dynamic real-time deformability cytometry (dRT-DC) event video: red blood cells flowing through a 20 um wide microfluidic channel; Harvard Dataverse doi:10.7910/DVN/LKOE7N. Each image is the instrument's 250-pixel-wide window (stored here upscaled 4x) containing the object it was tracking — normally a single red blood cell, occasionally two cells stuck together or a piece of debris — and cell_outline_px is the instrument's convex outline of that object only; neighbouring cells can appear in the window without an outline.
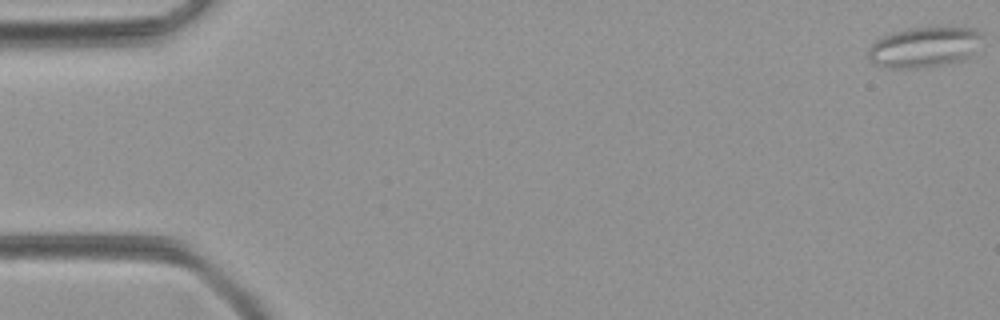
{"species": "common noctule bat (a hibernating species)", "species_latin": "Nyctalus noctula", "temperature_condition": "room temperature", "stored_images_in_passage": 51, "camera_frame_rate_fps": 3000, "um_per_image_px": 0.085, "animal": {"sex": "female", "body_mass_g": 21.9}, "frame": {"image": 1, "passage_image": 1, "time_ms": 0.0, "image_size_px": [1000, 320], "cell_outline_px": [[984, 36], [968, 56], [964, 60], [928, 68], [880, 68], [872, 64], [868, 56], [868, 48], [876, 40], [892, 32], [904, 28], [980, 28]], "centroid_in_image_um": [78.52, 4.02], "position_along_channel_um": 6.5, "area_um2": 27.17}}
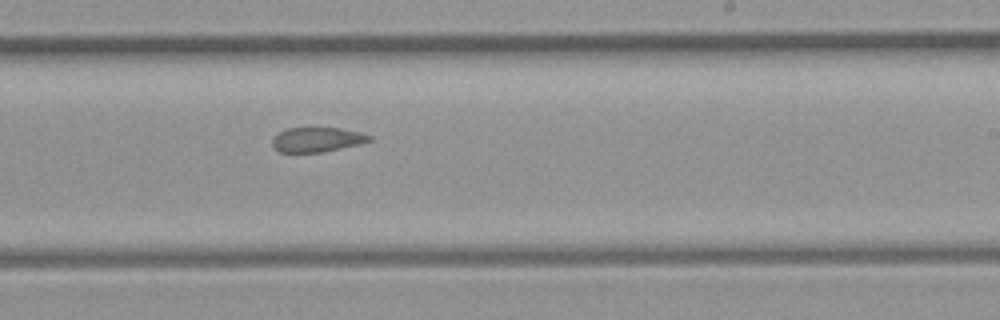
{"frame": {"image": 2, "passage_image": 31, "time_ms": 10.0, "image_size_px": [1000, 320], "cell_outline_px": [[372, 140], [340, 148], [320, 152], [280, 152], [272, 144], [272, 140], [280, 132], [288, 128], [340, 128], [360, 132], [372, 136]], "centroid_in_image_um": [26.96, 11.86], "position_along_channel_um": 262.0, "area_um2": 13.58}}
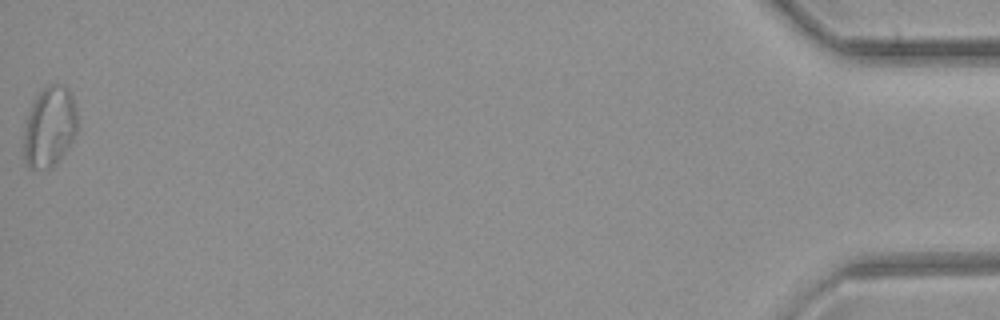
{"frame": {"image": 3, "passage_image": 51, "time_ms": 16.667, "image_size_px": [1000, 320], "cell_outline_px": [[76, 132], [72, 140], [56, 164], [48, 168], [28, 168], [24, 160], [24, 132], [28, 112], [36, 96], [48, 84], [56, 84], [68, 88], [72, 96], [76, 108]], "centroid_in_image_um": [4.2, 10.78], "position_along_channel_um": 431.0, "area_um2": 24.85}}